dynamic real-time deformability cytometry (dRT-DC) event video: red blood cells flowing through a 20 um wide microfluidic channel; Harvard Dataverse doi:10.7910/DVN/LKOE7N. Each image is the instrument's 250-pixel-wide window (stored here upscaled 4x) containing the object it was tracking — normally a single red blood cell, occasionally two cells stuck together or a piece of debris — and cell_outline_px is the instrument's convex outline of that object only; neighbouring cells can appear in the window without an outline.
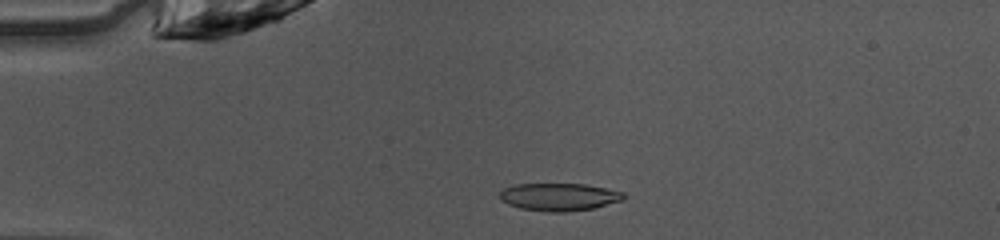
{"species": "common noctule bat (a hibernating species)", "species_latin": "Nyctalus noctula", "temperature_condition": "warm", "stored_images_in_passage": 48, "camera_frame_rate_fps": 3000, "um_per_image_px": 0.085, "animal": {"sex": "female", "body_mass_g": 10.0, "forearm_length_mm": 53.1}, "frame": {"image": 1, "passage_image": 11, "time_ms": 3.333, "image_size_px": [1000, 240], "cell_outline_px": [[628, 196], [624, 200], [592, 208], [568, 212], [548, 212], [520, 208], [508, 204], [500, 200], [500, 192], [504, 188], [516, 184], [584, 184], [624, 192]], "centroid_in_image_um": [47.54, 16.74], "position_along_channel_um": 37.5, "area_um2": 20.0}}
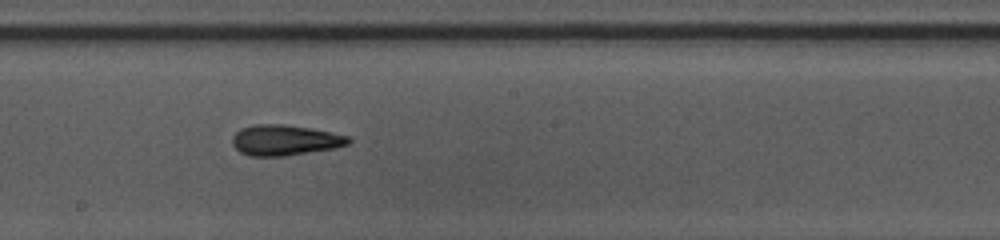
{"frame": {"image": 2, "passage_image": 27, "time_ms": 8.667, "image_size_px": [1000, 240], "cell_outline_px": [[352, 140], [348, 144], [336, 148], [284, 156], [248, 156], [240, 152], [232, 144], [232, 136], [240, 128], [256, 124], [284, 124], [312, 128], [332, 132], [348, 136]], "centroid_in_image_um": [24.21, 11.91], "position_along_channel_um": 224.0, "area_um2": 20.87}}
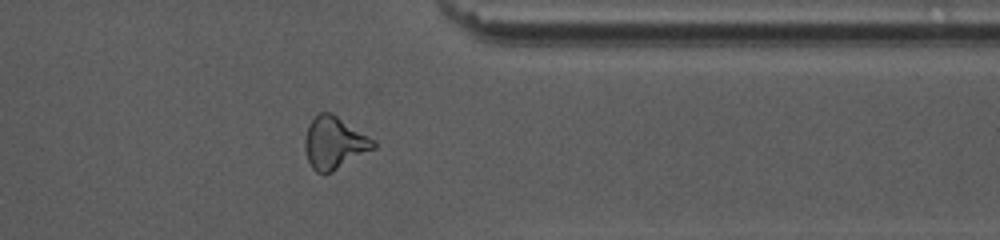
{"frame": {"image": 3, "passage_image": 39, "time_ms": 12.667, "image_size_px": [1000, 240], "cell_outline_px": [[376, 148], [332, 172], [316, 172], [312, 168], [308, 160], [304, 148], [304, 136], [308, 124], [320, 112], [332, 112], [376, 140]], "centroid_in_image_um": [28.43, 12.13], "position_along_channel_um": 383.0, "area_um2": 21.1}, "authors_computed_cell_mechanics": {"area_um2": 20.2878, "velocity_mm_per_s": 4.1172, "shape_relaxation_time_tau1_ms": 5.0782, "shape_relaxation_time_tau2_ms": 2.8888, "deformation_change_tau1": 0.1763, "deformation_change_tau2": 0.1244}}